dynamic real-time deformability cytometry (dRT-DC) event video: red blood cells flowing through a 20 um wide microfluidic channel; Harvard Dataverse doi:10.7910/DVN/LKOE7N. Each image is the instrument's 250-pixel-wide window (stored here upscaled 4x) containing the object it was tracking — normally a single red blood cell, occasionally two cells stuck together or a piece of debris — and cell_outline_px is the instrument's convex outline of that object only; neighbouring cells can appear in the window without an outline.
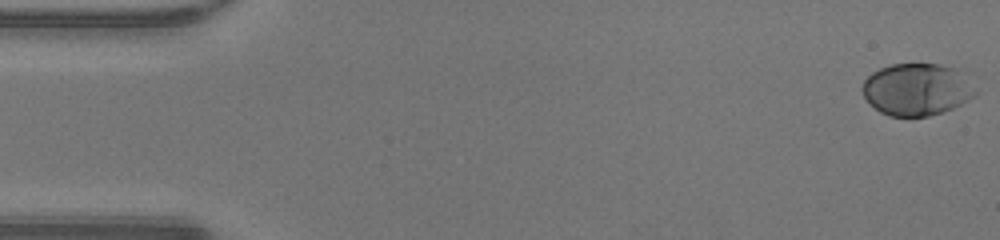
{"species": "human", "species_latin": "Homo sapiens", "temperature_condition": "warm", "stored_images_in_passage": 48, "camera_frame_rate_fps": 3000, "um_per_image_px": 0.085, "donor": {"sex": "male"}, "frame": {"image": 1, "passage_image": 1, "time_ms": 0.0, "image_size_px": [1000, 240], "cell_outline_px": [[976, 96], [952, 108], [928, 116], [888, 116], [880, 112], [864, 96], [864, 80], [872, 72], [880, 68], [892, 64], [940, 64], [952, 68], [976, 92]], "centroid_in_image_um": [77.86, 7.61], "position_along_channel_um": 7.1, "area_um2": 33.29}}
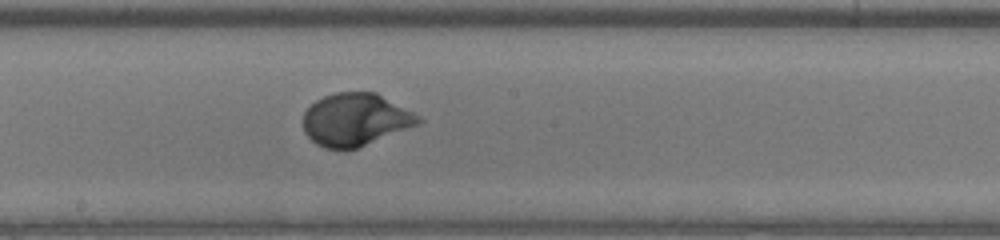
{"frame": {"image": 2, "passage_image": 26, "time_ms": 8.333, "image_size_px": [1000, 240], "cell_outline_px": [[424, 120], [420, 124], [356, 148], [324, 148], [316, 144], [304, 132], [304, 112], [316, 100], [324, 96], [336, 92], [376, 92], [420, 116]], "centroid_in_image_um": [30.22, 10.15], "position_along_channel_um": 218.0, "area_um2": 34.97}}
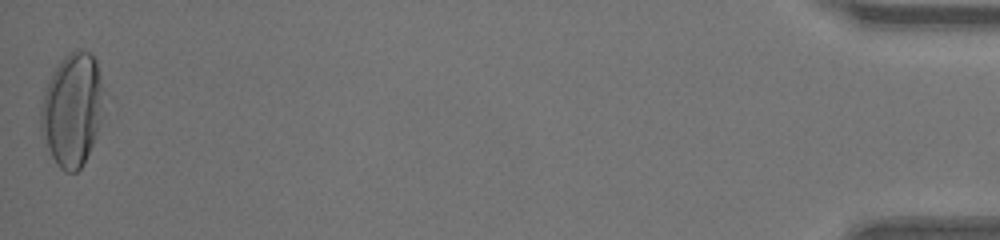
{"frame": {"image": 3, "passage_image": 48, "time_ms": 15.667, "image_size_px": [1000, 240], "cell_outline_px": [[104, 116], [92, 144], [80, 168], [76, 172], [64, 172], [56, 164], [40, 132], [40, 104], [48, 80], [52, 72], [64, 56], [68, 52], [76, 48], [88, 52], [96, 60], [104, 92]], "centroid_in_image_um": [6.14, 9.29], "position_along_channel_um": 429.1, "area_um2": 41.96}, "authors_computed_cell_mechanics": {"area_um2": 33.9286, "velocity_mm_per_s": 4.3182, "shape_relaxation_time_tau1_ms": 4.4066, "shape_relaxation_time_tau2_ms": null, "deformation_change_tau1": 0.2294, "deformation_change_tau2": null}}